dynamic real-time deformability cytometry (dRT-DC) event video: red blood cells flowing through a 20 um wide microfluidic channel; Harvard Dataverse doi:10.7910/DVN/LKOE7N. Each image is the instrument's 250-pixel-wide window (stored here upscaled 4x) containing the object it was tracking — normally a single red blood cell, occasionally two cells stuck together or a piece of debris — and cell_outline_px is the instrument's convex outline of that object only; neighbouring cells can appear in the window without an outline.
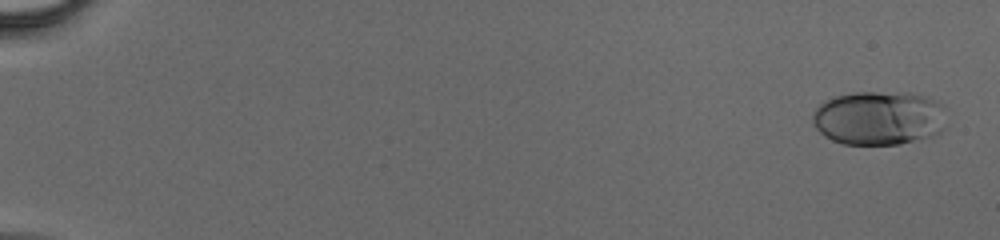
{"species": "human", "species_latin": "Homo sapiens", "temperature_condition": "cold", "stored_images_in_passage": 43, "camera_frame_rate_fps": 3000, "um_per_image_px": 0.085, "donor": {"sex": "male"}, "frame": {"image": 1, "passage_image": 2, "time_ms": 0.333, "image_size_px": [1000, 240], "cell_outline_px": [[944, 128], [936, 136], [900, 144], [844, 144], [832, 140], [824, 136], [812, 124], [812, 112], [824, 100], [836, 96], [856, 92], [908, 92], [940, 100], [944, 104]], "centroid_in_image_um": [74.73, 10.02], "position_along_channel_um": 10.3, "area_um2": 42.89}}
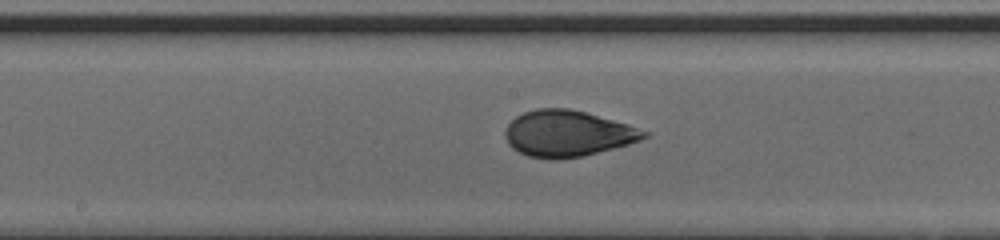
{"frame": {"image": 2, "passage_image": 27, "time_ms": 8.667, "image_size_px": [1000, 240], "cell_outline_px": [[648, 136], [640, 140], [628, 144], [584, 156], [556, 160], [548, 160], [528, 156], [512, 148], [508, 144], [504, 136], [504, 132], [508, 124], [516, 116], [524, 112], [536, 108], [568, 108], [584, 112], [628, 124], [648, 132]], "centroid_in_image_um": [48.21, 11.36], "position_along_channel_um": 200.0, "area_um2": 37.4}}
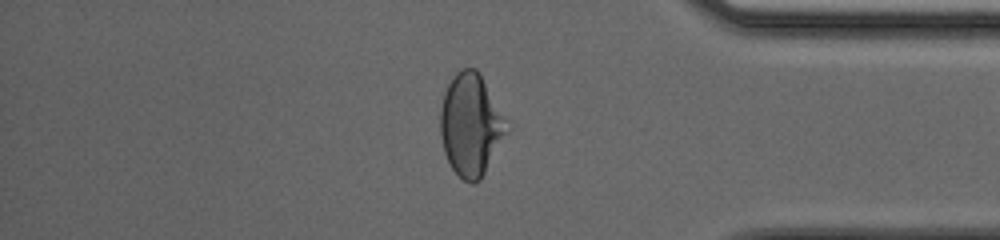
{"frame": {"image": 3, "passage_image": 41, "time_ms": 13.333, "image_size_px": [1000, 240], "cell_outline_px": [[512, 128], [480, 180], [472, 184], [464, 180], [452, 168], [444, 152], [440, 132], [440, 108], [444, 92], [448, 84], [456, 72], [464, 68], [476, 68], [480, 72], [508, 120]], "centroid_in_image_um": [40.06, 10.6], "position_along_channel_um": 395.1, "area_um2": 40.17}}